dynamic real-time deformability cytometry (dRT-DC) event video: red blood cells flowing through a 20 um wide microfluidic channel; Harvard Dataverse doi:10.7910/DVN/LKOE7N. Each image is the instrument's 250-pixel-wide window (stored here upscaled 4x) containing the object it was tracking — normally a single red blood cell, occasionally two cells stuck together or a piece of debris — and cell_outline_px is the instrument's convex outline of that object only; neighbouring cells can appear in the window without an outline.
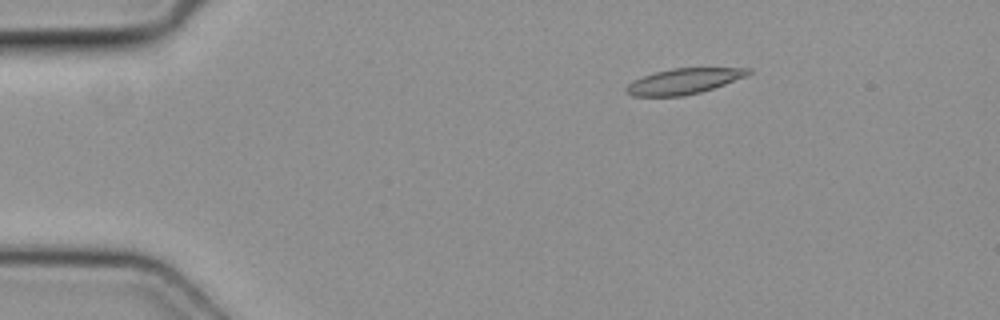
{"species": "common noctule bat (a hibernating species)", "species_latin": "Nyctalus noctula", "temperature_condition": "cold", "stored_images_in_passage": 3, "camera_frame_rate_fps": 3000, "um_per_image_px": 0.085, "animal": {"sex": "female", "body_mass_g": 19.3, "forearm_length_mm": 54.1}, "frame": {"image": 1, "passage_image": 1, "time_ms": 0.0, "image_size_px": [1000, 320], "cell_outline_px": [[752, 72], [744, 76], [724, 84], [700, 92], [684, 96], [632, 96], [624, 92], [624, 88], [628, 84], [644, 76], [656, 72], [672, 68], [752, 68]], "centroid_in_image_um": [58.08, 6.91], "position_along_channel_um": 26.9, "area_um2": 17.92}}
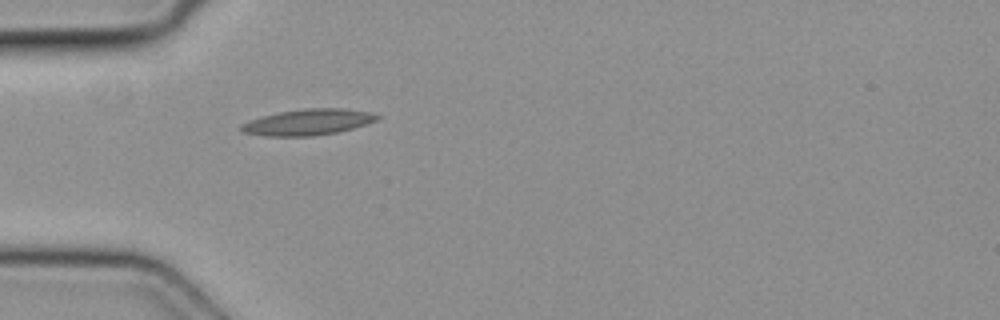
{"frame": {"image": 2, "passage_image": 3, "time_ms": 0.667, "image_size_px": [1000, 320], "cell_outline_px": [[380, 116], [376, 120], [352, 128], [336, 132], [312, 136], [264, 136], [240, 132], [240, 124], [264, 116], [280, 112], [304, 108], [344, 108], [372, 112]], "centroid_in_image_um": [26.16, 10.38], "position_along_channel_um": 58.8, "area_um2": 20.46}}